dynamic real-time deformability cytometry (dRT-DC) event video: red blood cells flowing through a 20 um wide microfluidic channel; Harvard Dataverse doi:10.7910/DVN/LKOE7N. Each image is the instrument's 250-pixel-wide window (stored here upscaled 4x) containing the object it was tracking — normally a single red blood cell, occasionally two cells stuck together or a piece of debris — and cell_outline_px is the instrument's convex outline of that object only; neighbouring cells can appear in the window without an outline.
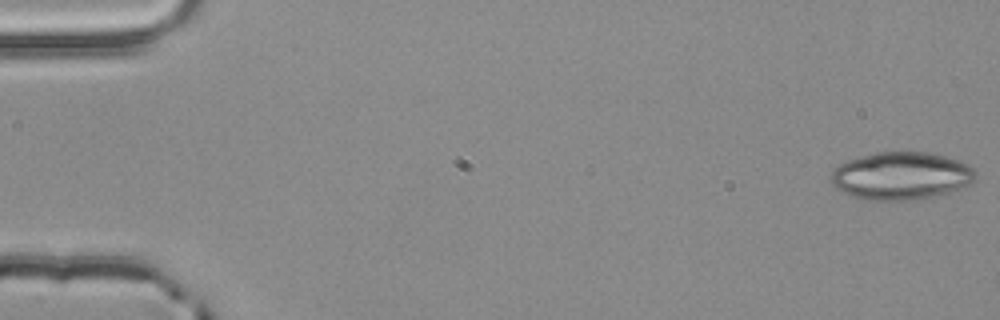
{"species": "common noctule bat (a hibernating species)", "species_latin": "Nyctalus noctula", "temperature_condition": "room temperature", "stored_images_in_passage": 17, "camera_frame_rate_fps": 3000, "um_per_image_px": 0.085, "animal": {"sex": "male", "body_mass_g": 20.4}, "frame": {"image": 1, "passage_image": 1, "time_ms": 0.0, "image_size_px": [1000, 320], "cell_outline_px": [[976, 176], [968, 184], [952, 192], [912, 200], [868, 200], [852, 196], [836, 188], [832, 184], [832, 172], [840, 164], [856, 156], [876, 152], [928, 152], [960, 160], [968, 164], [976, 172]], "centroid_in_image_um": [76.6, 14.94], "position_along_channel_um": 8.4, "area_um2": 40.11}}